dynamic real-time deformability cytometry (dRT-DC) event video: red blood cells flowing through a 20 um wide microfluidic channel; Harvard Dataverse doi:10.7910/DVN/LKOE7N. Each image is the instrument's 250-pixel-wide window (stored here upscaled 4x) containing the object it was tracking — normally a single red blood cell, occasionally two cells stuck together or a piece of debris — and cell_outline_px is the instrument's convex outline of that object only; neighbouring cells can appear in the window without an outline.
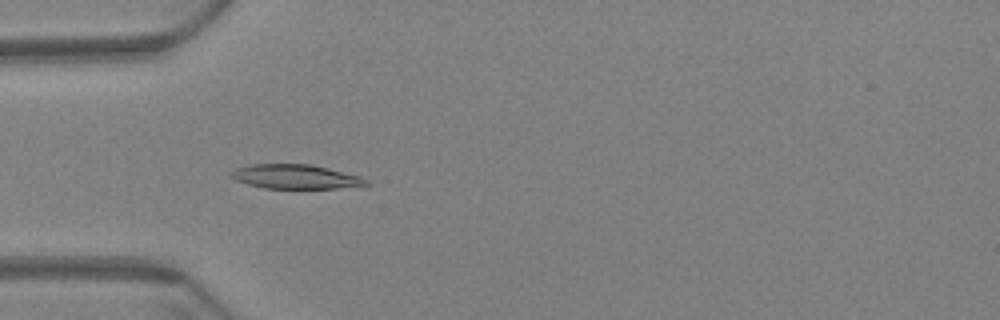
{"species": "Egyptian fruit bat (a non-hibernating species)", "species_latin": "Rousettus aegyptiacus", "temperature_condition": "warm", "stored_images_in_passage": 60, "camera_frame_rate_fps": 3000, "um_per_image_px": 0.085, "animal": {"sex": "female"}, "frame": {"image": 1, "passage_image": 19, "time_ms": 6.0, "image_size_px": [1000, 320], "cell_outline_px": [[372, 184], [336, 188], [264, 188], [248, 184], [236, 180], [228, 176], [228, 172], [236, 168], [252, 164], [308, 164], [328, 168], [360, 176], [368, 180]], "centroid_in_image_um": [25.08, 15.01], "position_along_channel_um": 59.9, "area_um2": 19.07}}
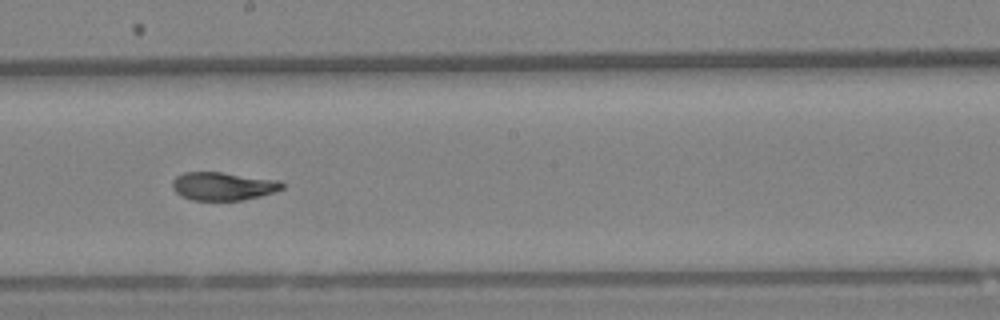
{"frame": {"image": 2, "passage_image": 34, "time_ms": 11.0, "image_size_px": [1000, 320], "cell_outline_px": [[284, 188], [260, 196], [244, 200], [192, 200], [180, 196], [172, 188], [172, 180], [176, 176], [184, 172], [220, 172], [280, 180], [284, 184]], "centroid_in_image_um": [18.94, 15.82], "position_along_channel_um": 229.3, "area_um2": 18.09}}
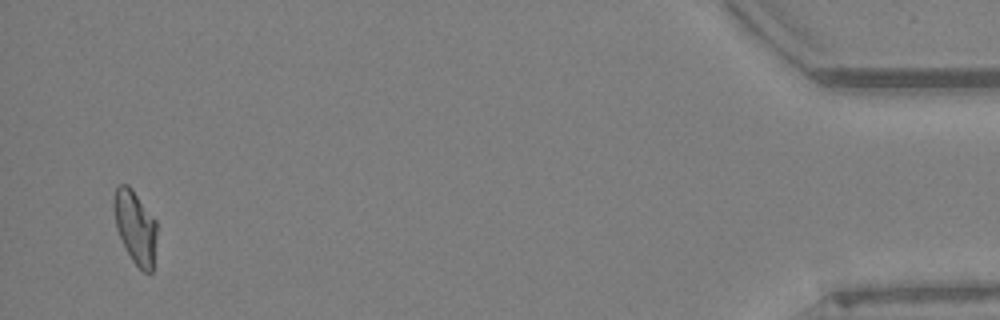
{"frame": {"image": 3, "passage_image": 58, "time_ms": 19.0, "image_size_px": [1000, 320], "cell_outline_px": [[156, 232], [152, 272], [144, 272], [132, 260], [116, 228], [112, 204], [112, 200], [116, 188], [120, 184], [128, 184], [132, 188], [156, 220]], "centroid_in_image_um": [11.48, 19.24], "position_along_channel_um": 423.7, "area_um2": 18.15}, "authors_computed_cell_mechanics": {"area_um2": 18.9295, "velocity_mm_per_s": 3.4596, "shape_relaxation_time_tau1_ms": 6.158, "shape_relaxation_time_tau2_ms": 1.7871, "deformation_change_tau1": 0.2052, "deformation_change_tau2": 0.0702}}